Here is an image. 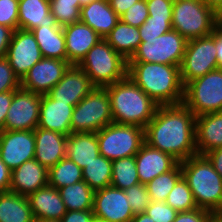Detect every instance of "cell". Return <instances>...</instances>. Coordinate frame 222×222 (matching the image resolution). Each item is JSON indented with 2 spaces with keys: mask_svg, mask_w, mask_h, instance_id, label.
I'll return each instance as SVG.
<instances>
[{
  "mask_svg": "<svg viewBox=\"0 0 222 222\" xmlns=\"http://www.w3.org/2000/svg\"><path fill=\"white\" fill-rule=\"evenodd\" d=\"M194 113L184 104L159 105L144 128L145 143L170 154L179 162L198 155Z\"/></svg>",
  "mask_w": 222,
  "mask_h": 222,
  "instance_id": "cell-1",
  "label": "cell"
},
{
  "mask_svg": "<svg viewBox=\"0 0 222 222\" xmlns=\"http://www.w3.org/2000/svg\"><path fill=\"white\" fill-rule=\"evenodd\" d=\"M127 75L158 105L183 103L184 85L181 80L180 66L128 62Z\"/></svg>",
  "mask_w": 222,
  "mask_h": 222,
  "instance_id": "cell-2",
  "label": "cell"
},
{
  "mask_svg": "<svg viewBox=\"0 0 222 222\" xmlns=\"http://www.w3.org/2000/svg\"><path fill=\"white\" fill-rule=\"evenodd\" d=\"M105 88L110 98L113 123L145 128L155 116L159 105L128 75Z\"/></svg>",
  "mask_w": 222,
  "mask_h": 222,
  "instance_id": "cell-3",
  "label": "cell"
},
{
  "mask_svg": "<svg viewBox=\"0 0 222 222\" xmlns=\"http://www.w3.org/2000/svg\"><path fill=\"white\" fill-rule=\"evenodd\" d=\"M180 166L197 207L222 217V177L209 160L195 155L180 162Z\"/></svg>",
  "mask_w": 222,
  "mask_h": 222,
  "instance_id": "cell-4",
  "label": "cell"
},
{
  "mask_svg": "<svg viewBox=\"0 0 222 222\" xmlns=\"http://www.w3.org/2000/svg\"><path fill=\"white\" fill-rule=\"evenodd\" d=\"M89 76L94 87L105 88L127 76L128 61L105 39L95 44L78 64Z\"/></svg>",
  "mask_w": 222,
  "mask_h": 222,
  "instance_id": "cell-5",
  "label": "cell"
},
{
  "mask_svg": "<svg viewBox=\"0 0 222 222\" xmlns=\"http://www.w3.org/2000/svg\"><path fill=\"white\" fill-rule=\"evenodd\" d=\"M217 26V12L201 0L173 2L172 28L187 41L208 36Z\"/></svg>",
  "mask_w": 222,
  "mask_h": 222,
  "instance_id": "cell-6",
  "label": "cell"
},
{
  "mask_svg": "<svg viewBox=\"0 0 222 222\" xmlns=\"http://www.w3.org/2000/svg\"><path fill=\"white\" fill-rule=\"evenodd\" d=\"M110 123H113V117L108 91L94 87L74 107L71 133L97 132Z\"/></svg>",
  "mask_w": 222,
  "mask_h": 222,
  "instance_id": "cell-7",
  "label": "cell"
},
{
  "mask_svg": "<svg viewBox=\"0 0 222 222\" xmlns=\"http://www.w3.org/2000/svg\"><path fill=\"white\" fill-rule=\"evenodd\" d=\"M96 134L100 155L111 161L135 156L145 142L144 128L137 125L110 123Z\"/></svg>",
  "mask_w": 222,
  "mask_h": 222,
  "instance_id": "cell-8",
  "label": "cell"
},
{
  "mask_svg": "<svg viewBox=\"0 0 222 222\" xmlns=\"http://www.w3.org/2000/svg\"><path fill=\"white\" fill-rule=\"evenodd\" d=\"M183 103L197 117L222 112V68L193 79L184 86Z\"/></svg>",
  "mask_w": 222,
  "mask_h": 222,
  "instance_id": "cell-9",
  "label": "cell"
},
{
  "mask_svg": "<svg viewBox=\"0 0 222 222\" xmlns=\"http://www.w3.org/2000/svg\"><path fill=\"white\" fill-rule=\"evenodd\" d=\"M138 49L128 62H148L180 66L187 40L171 30L152 39H141Z\"/></svg>",
  "mask_w": 222,
  "mask_h": 222,
  "instance_id": "cell-10",
  "label": "cell"
},
{
  "mask_svg": "<svg viewBox=\"0 0 222 222\" xmlns=\"http://www.w3.org/2000/svg\"><path fill=\"white\" fill-rule=\"evenodd\" d=\"M217 68L215 29L208 36L187 41L180 65V75L184 86L193 79L204 76Z\"/></svg>",
  "mask_w": 222,
  "mask_h": 222,
  "instance_id": "cell-11",
  "label": "cell"
},
{
  "mask_svg": "<svg viewBox=\"0 0 222 222\" xmlns=\"http://www.w3.org/2000/svg\"><path fill=\"white\" fill-rule=\"evenodd\" d=\"M41 95L18 88L14 91L3 130H34L39 123Z\"/></svg>",
  "mask_w": 222,
  "mask_h": 222,
  "instance_id": "cell-12",
  "label": "cell"
},
{
  "mask_svg": "<svg viewBox=\"0 0 222 222\" xmlns=\"http://www.w3.org/2000/svg\"><path fill=\"white\" fill-rule=\"evenodd\" d=\"M6 58L21 81L29 69L43 57L34 34L18 28L13 31Z\"/></svg>",
  "mask_w": 222,
  "mask_h": 222,
  "instance_id": "cell-13",
  "label": "cell"
},
{
  "mask_svg": "<svg viewBox=\"0 0 222 222\" xmlns=\"http://www.w3.org/2000/svg\"><path fill=\"white\" fill-rule=\"evenodd\" d=\"M34 156V130L0 131V159L11 171Z\"/></svg>",
  "mask_w": 222,
  "mask_h": 222,
  "instance_id": "cell-14",
  "label": "cell"
},
{
  "mask_svg": "<svg viewBox=\"0 0 222 222\" xmlns=\"http://www.w3.org/2000/svg\"><path fill=\"white\" fill-rule=\"evenodd\" d=\"M70 66L67 60L42 58L21 80V88L40 95L47 94L63 77Z\"/></svg>",
  "mask_w": 222,
  "mask_h": 222,
  "instance_id": "cell-15",
  "label": "cell"
},
{
  "mask_svg": "<svg viewBox=\"0 0 222 222\" xmlns=\"http://www.w3.org/2000/svg\"><path fill=\"white\" fill-rule=\"evenodd\" d=\"M92 211L108 222H131L134 217L124 190L113 186L94 191Z\"/></svg>",
  "mask_w": 222,
  "mask_h": 222,
  "instance_id": "cell-16",
  "label": "cell"
},
{
  "mask_svg": "<svg viewBox=\"0 0 222 222\" xmlns=\"http://www.w3.org/2000/svg\"><path fill=\"white\" fill-rule=\"evenodd\" d=\"M94 86L79 65L70 64L62 79L47 93L52 99L76 106Z\"/></svg>",
  "mask_w": 222,
  "mask_h": 222,
  "instance_id": "cell-17",
  "label": "cell"
},
{
  "mask_svg": "<svg viewBox=\"0 0 222 222\" xmlns=\"http://www.w3.org/2000/svg\"><path fill=\"white\" fill-rule=\"evenodd\" d=\"M74 107L70 105V102L52 99L48 94L41 95L37 127L68 136L71 133V119Z\"/></svg>",
  "mask_w": 222,
  "mask_h": 222,
  "instance_id": "cell-18",
  "label": "cell"
},
{
  "mask_svg": "<svg viewBox=\"0 0 222 222\" xmlns=\"http://www.w3.org/2000/svg\"><path fill=\"white\" fill-rule=\"evenodd\" d=\"M135 160L139 181L142 184H147L158 175L172 170L179 163L170 154L153 148L145 142L135 155Z\"/></svg>",
  "mask_w": 222,
  "mask_h": 222,
  "instance_id": "cell-19",
  "label": "cell"
},
{
  "mask_svg": "<svg viewBox=\"0 0 222 222\" xmlns=\"http://www.w3.org/2000/svg\"><path fill=\"white\" fill-rule=\"evenodd\" d=\"M65 37L67 61L78 65L87 52L103 38L90 26L78 21L62 27Z\"/></svg>",
  "mask_w": 222,
  "mask_h": 222,
  "instance_id": "cell-20",
  "label": "cell"
},
{
  "mask_svg": "<svg viewBox=\"0 0 222 222\" xmlns=\"http://www.w3.org/2000/svg\"><path fill=\"white\" fill-rule=\"evenodd\" d=\"M34 136V159L42 166L49 169L66 157L68 136L51 130H45L40 127L34 129Z\"/></svg>",
  "mask_w": 222,
  "mask_h": 222,
  "instance_id": "cell-21",
  "label": "cell"
},
{
  "mask_svg": "<svg viewBox=\"0 0 222 222\" xmlns=\"http://www.w3.org/2000/svg\"><path fill=\"white\" fill-rule=\"evenodd\" d=\"M46 185H48V169L32 159L12 170L9 191L28 196Z\"/></svg>",
  "mask_w": 222,
  "mask_h": 222,
  "instance_id": "cell-22",
  "label": "cell"
},
{
  "mask_svg": "<svg viewBox=\"0 0 222 222\" xmlns=\"http://www.w3.org/2000/svg\"><path fill=\"white\" fill-rule=\"evenodd\" d=\"M195 144L198 155L222 147V112L202 114L195 120Z\"/></svg>",
  "mask_w": 222,
  "mask_h": 222,
  "instance_id": "cell-23",
  "label": "cell"
},
{
  "mask_svg": "<svg viewBox=\"0 0 222 222\" xmlns=\"http://www.w3.org/2000/svg\"><path fill=\"white\" fill-rule=\"evenodd\" d=\"M34 219L61 220L67 212L58 189L49 184L27 196Z\"/></svg>",
  "mask_w": 222,
  "mask_h": 222,
  "instance_id": "cell-24",
  "label": "cell"
},
{
  "mask_svg": "<svg viewBox=\"0 0 222 222\" xmlns=\"http://www.w3.org/2000/svg\"><path fill=\"white\" fill-rule=\"evenodd\" d=\"M120 20L109 1L96 0L80 9V21L90 26L103 39Z\"/></svg>",
  "mask_w": 222,
  "mask_h": 222,
  "instance_id": "cell-25",
  "label": "cell"
},
{
  "mask_svg": "<svg viewBox=\"0 0 222 222\" xmlns=\"http://www.w3.org/2000/svg\"><path fill=\"white\" fill-rule=\"evenodd\" d=\"M66 148V157L81 169L100 155L96 132L70 133Z\"/></svg>",
  "mask_w": 222,
  "mask_h": 222,
  "instance_id": "cell-26",
  "label": "cell"
},
{
  "mask_svg": "<svg viewBox=\"0 0 222 222\" xmlns=\"http://www.w3.org/2000/svg\"><path fill=\"white\" fill-rule=\"evenodd\" d=\"M18 28L31 31L44 25L59 26L49 0H19Z\"/></svg>",
  "mask_w": 222,
  "mask_h": 222,
  "instance_id": "cell-27",
  "label": "cell"
},
{
  "mask_svg": "<svg viewBox=\"0 0 222 222\" xmlns=\"http://www.w3.org/2000/svg\"><path fill=\"white\" fill-rule=\"evenodd\" d=\"M42 57L67 60L65 37L62 27L44 25L31 30Z\"/></svg>",
  "mask_w": 222,
  "mask_h": 222,
  "instance_id": "cell-28",
  "label": "cell"
},
{
  "mask_svg": "<svg viewBox=\"0 0 222 222\" xmlns=\"http://www.w3.org/2000/svg\"><path fill=\"white\" fill-rule=\"evenodd\" d=\"M105 40L126 61L132 58L142 42L138 27L126 24L121 20L117 22Z\"/></svg>",
  "mask_w": 222,
  "mask_h": 222,
  "instance_id": "cell-29",
  "label": "cell"
},
{
  "mask_svg": "<svg viewBox=\"0 0 222 222\" xmlns=\"http://www.w3.org/2000/svg\"><path fill=\"white\" fill-rule=\"evenodd\" d=\"M27 196L14 192L0 193V222H34Z\"/></svg>",
  "mask_w": 222,
  "mask_h": 222,
  "instance_id": "cell-30",
  "label": "cell"
},
{
  "mask_svg": "<svg viewBox=\"0 0 222 222\" xmlns=\"http://www.w3.org/2000/svg\"><path fill=\"white\" fill-rule=\"evenodd\" d=\"M67 211L92 210L94 191L84 181H79L58 189Z\"/></svg>",
  "mask_w": 222,
  "mask_h": 222,
  "instance_id": "cell-31",
  "label": "cell"
},
{
  "mask_svg": "<svg viewBox=\"0 0 222 222\" xmlns=\"http://www.w3.org/2000/svg\"><path fill=\"white\" fill-rule=\"evenodd\" d=\"M83 180L93 191L111 186L112 161L99 155L82 169Z\"/></svg>",
  "mask_w": 222,
  "mask_h": 222,
  "instance_id": "cell-32",
  "label": "cell"
},
{
  "mask_svg": "<svg viewBox=\"0 0 222 222\" xmlns=\"http://www.w3.org/2000/svg\"><path fill=\"white\" fill-rule=\"evenodd\" d=\"M83 180L82 169L67 157L48 169V184L56 189Z\"/></svg>",
  "mask_w": 222,
  "mask_h": 222,
  "instance_id": "cell-33",
  "label": "cell"
},
{
  "mask_svg": "<svg viewBox=\"0 0 222 222\" xmlns=\"http://www.w3.org/2000/svg\"><path fill=\"white\" fill-rule=\"evenodd\" d=\"M140 183L135 156L112 161L111 186L125 190Z\"/></svg>",
  "mask_w": 222,
  "mask_h": 222,
  "instance_id": "cell-34",
  "label": "cell"
},
{
  "mask_svg": "<svg viewBox=\"0 0 222 222\" xmlns=\"http://www.w3.org/2000/svg\"><path fill=\"white\" fill-rule=\"evenodd\" d=\"M183 177L180 162L170 171L162 173L146 185L151 201L165 202L174 185Z\"/></svg>",
  "mask_w": 222,
  "mask_h": 222,
  "instance_id": "cell-35",
  "label": "cell"
},
{
  "mask_svg": "<svg viewBox=\"0 0 222 222\" xmlns=\"http://www.w3.org/2000/svg\"><path fill=\"white\" fill-rule=\"evenodd\" d=\"M50 11L60 27L80 21L81 5L78 0H49Z\"/></svg>",
  "mask_w": 222,
  "mask_h": 222,
  "instance_id": "cell-36",
  "label": "cell"
},
{
  "mask_svg": "<svg viewBox=\"0 0 222 222\" xmlns=\"http://www.w3.org/2000/svg\"><path fill=\"white\" fill-rule=\"evenodd\" d=\"M165 202L178 212L198 208L188 182L183 177L174 185Z\"/></svg>",
  "mask_w": 222,
  "mask_h": 222,
  "instance_id": "cell-37",
  "label": "cell"
},
{
  "mask_svg": "<svg viewBox=\"0 0 222 222\" xmlns=\"http://www.w3.org/2000/svg\"><path fill=\"white\" fill-rule=\"evenodd\" d=\"M124 192L134 215L138 213H145L146 208L151 202L146 185L138 183L125 189Z\"/></svg>",
  "mask_w": 222,
  "mask_h": 222,
  "instance_id": "cell-38",
  "label": "cell"
},
{
  "mask_svg": "<svg viewBox=\"0 0 222 222\" xmlns=\"http://www.w3.org/2000/svg\"><path fill=\"white\" fill-rule=\"evenodd\" d=\"M172 19L148 17L138 28L141 39H152L171 31Z\"/></svg>",
  "mask_w": 222,
  "mask_h": 222,
  "instance_id": "cell-39",
  "label": "cell"
},
{
  "mask_svg": "<svg viewBox=\"0 0 222 222\" xmlns=\"http://www.w3.org/2000/svg\"><path fill=\"white\" fill-rule=\"evenodd\" d=\"M145 213L150 216L154 222H173L179 212L166 202L151 201Z\"/></svg>",
  "mask_w": 222,
  "mask_h": 222,
  "instance_id": "cell-40",
  "label": "cell"
},
{
  "mask_svg": "<svg viewBox=\"0 0 222 222\" xmlns=\"http://www.w3.org/2000/svg\"><path fill=\"white\" fill-rule=\"evenodd\" d=\"M19 0H0V25L18 29Z\"/></svg>",
  "mask_w": 222,
  "mask_h": 222,
  "instance_id": "cell-41",
  "label": "cell"
},
{
  "mask_svg": "<svg viewBox=\"0 0 222 222\" xmlns=\"http://www.w3.org/2000/svg\"><path fill=\"white\" fill-rule=\"evenodd\" d=\"M148 17L149 13L146 0H139L119 18L122 22L139 28Z\"/></svg>",
  "mask_w": 222,
  "mask_h": 222,
  "instance_id": "cell-42",
  "label": "cell"
},
{
  "mask_svg": "<svg viewBox=\"0 0 222 222\" xmlns=\"http://www.w3.org/2000/svg\"><path fill=\"white\" fill-rule=\"evenodd\" d=\"M21 87L20 79L15 75L6 57L0 58V93L15 91Z\"/></svg>",
  "mask_w": 222,
  "mask_h": 222,
  "instance_id": "cell-43",
  "label": "cell"
},
{
  "mask_svg": "<svg viewBox=\"0 0 222 222\" xmlns=\"http://www.w3.org/2000/svg\"><path fill=\"white\" fill-rule=\"evenodd\" d=\"M150 17L172 19L173 2L171 0H146Z\"/></svg>",
  "mask_w": 222,
  "mask_h": 222,
  "instance_id": "cell-44",
  "label": "cell"
},
{
  "mask_svg": "<svg viewBox=\"0 0 222 222\" xmlns=\"http://www.w3.org/2000/svg\"><path fill=\"white\" fill-rule=\"evenodd\" d=\"M216 215L206 209L196 208L179 212L173 222H210Z\"/></svg>",
  "mask_w": 222,
  "mask_h": 222,
  "instance_id": "cell-45",
  "label": "cell"
},
{
  "mask_svg": "<svg viewBox=\"0 0 222 222\" xmlns=\"http://www.w3.org/2000/svg\"><path fill=\"white\" fill-rule=\"evenodd\" d=\"M94 214L92 210H70L61 218V222H93Z\"/></svg>",
  "mask_w": 222,
  "mask_h": 222,
  "instance_id": "cell-46",
  "label": "cell"
},
{
  "mask_svg": "<svg viewBox=\"0 0 222 222\" xmlns=\"http://www.w3.org/2000/svg\"><path fill=\"white\" fill-rule=\"evenodd\" d=\"M14 91L0 93V131L4 128V122L13 100Z\"/></svg>",
  "mask_w": 222,
  "mask_h": 222,
  "instance_id": "cell-47",
  "label": "cell"
},
{
  "mask_svg": "<svg viewBox=\"0 0 222 222\" xmlns=\"http://www.w3.org/2000/svg\"><path fill=\"white\" fill-rule=\"evenodd\" d=\"M12 34L11 28L0 25V58L6 57Z\"/></svg>",
  "mask_w": 222,
  "mask_h": 222,
  "instance_id": "cell-48",
  "label": "cell"
},
{
  "mask_svg": "<svg viewBox=\"0 0 222 222\" xmlns=\"http://www.w3.org/2000/svg\"><path fill=\"white\" fill-rule=\"evenodd\" d=\"M12 171L0 159V193L10 190Z\"/></svg>",
  "mask_w": 222,
  "mask_h": 222,
  "instance_id": "cell-49",
  "label": "cell"
},
{
  "mask_svg": "<svg viewBox=\"0 0 222 222\" xmlns=\"http://www.w3.org/2000/svg\"><path fill=\"white\" fill-rule=\"evenodd\" d=\"M204 156L209 160L213 168L222 177V147L214 149L206 153Z\"/></svg>",
  "mask_w": 222,
  "mask_h": 222,
  "instance_id": "cell-50",
  "label": "cell"
},
{
  "mask_svg": "<svg viewBox=\"0 0 222 222\" xmlns=\"http://www.w3.org/2000/svg\"><path fill=\"white\" fill-rule=\"evenodd\" d=\"M139 0H109L111 8L120 17Z\"/></svg>",
  "mask_w": 222,
  "mask_h": 222,
  "instance_id": "cell-51",
  "label": "cell"
},
{
  "mask_svg": "<svg viewBox=\"0 0 222 222\" xmlns=\"http://www.w3.org/2000/svg\"><path fill=\"white\" fill-rule=\"evenodd\" d=\"M215 47L218 68H222V27L215 28Z\"/></svg>",
  "mask_w": 222,
  "mask_h": 222,
  "instance_id": "cell-52",
  "label": "cell"
},
{
  "mask_svg": "<svg viewBox=\"0 0 222 222\" xmlns=\"http://www.w3.org/2000/svg\"><path fill=\"white\" fill-rule=\"evenodd\" d=\"M207 6L214 9L217 13L222 8V0H201Z\"/></svg>",
  "mask_w": 222,
  "mask_h": 222,
  "instance_id": "cell-53",
  "label": "cell"
},
{
  "mask_svg": "<svg viewBox=\"0 0 222 222\" xmlns=\"http://www.w3.org/2000/svg\"><path fill=\"white\" fill-rule=\"evenodd\" d=\"M131 222H154L146 213L135 214Z\"/></svg>",
  "mask_w": 222,
  "mask_h": 222,
  "instance_id": "cell-54",
  "label": "cell"
},
{
  "mask_svg": "<svg viewBox=\"0 0 222 222\" xmlns=\"http://www.w3.org/2000/svg\"><path fill=\"white\" fill-rule=\"evenodd\" d=\"M78 1H79V4L81 5V8H82V7L89 5L91 2L96 1V0H78Z\"/></svg>",
  "mask_w": 222,
  "mask_h": 222,
  "instance_id": "cell-55",
  "label": "cell"
},
{
  "mask_svg": "<svg viewBox=\"0 0 222 222\" xmlns=\"http://www.w3.org/2000/svg\"><path fill=\"white\" fill-rule=\"evenodd\" d=\"M34 222H61V221L54 219H35Z\"/></svg>",
  "mask_w": 222,
  "mask_h": 222,
  "instance_id": "cell-56",
  "label": "cell"
},
{
  "mask_svg": "<svg viewBox=\"0 0 222 222\" xmlns=\"http://www.w3.org/2000/svg\"><path fill=\"white\" fill-rule=\"evenodd\" d=\"M218 15V25L220 27H222V8L219 10V12L217 13Z\"/></svg>",
  "mask_w": 222,
  "mask_h": 222,
  "instance_id": "cell-57",
  "label": "cell"
},
{
  "mask_svg": "<svg viewBox=\"0 0 222 222\" xmlns=\"http://www.w3.org/2000/svg\"><path fill=\"white\" fill-rule=\"evenodd\" d=\"M210 222H222V217L215 216Z\"/></svg>",
  "mask_w": 222,
  "mask_h": 222,
  "instance_id": "cell-58",
  "label": "cell"
},
{
  "mask_svg": "<svg viewBox=\"0 0 222 222\" xmlns=\"http://www.w3.org/2000/svg\"><path fill=\"white\" fill-rule=\"evenodd\" d=\"M93 222H108V221L94 217Z\"/></svg>",
  "mask_w": 222,
  "mask_h": 222,
  "instance_id": "cell-59",
  "label": "cell"
}]
</instances>
